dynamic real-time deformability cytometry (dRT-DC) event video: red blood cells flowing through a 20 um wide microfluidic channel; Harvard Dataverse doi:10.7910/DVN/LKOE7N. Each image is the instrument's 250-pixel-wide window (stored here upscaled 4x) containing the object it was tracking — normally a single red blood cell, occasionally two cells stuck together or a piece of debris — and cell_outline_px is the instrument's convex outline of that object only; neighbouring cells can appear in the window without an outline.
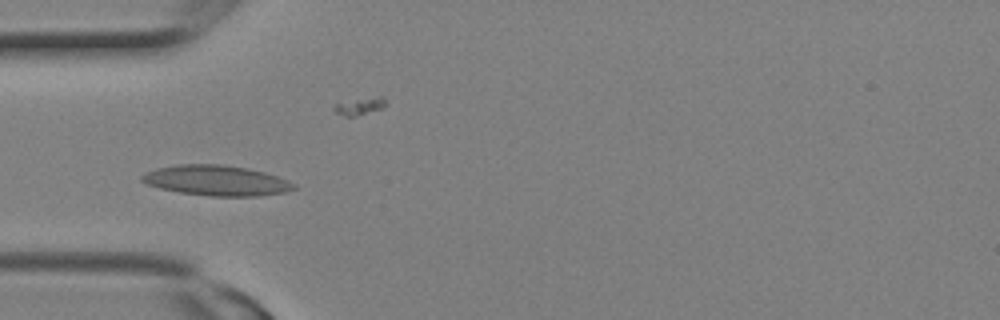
{"species": "Egyptian fruit bat (a non-hibernating species)", "species_latin": "Rousettus aegyptiacus", "temperature_condition": "room temperature", "stored_images_in_passage": 26, "camera_frame_rate_fps": 3000, "um_per_image_px": 0.085, "animal": {"sex": "female"}, "frame": {"image": 1, "passage_image": 8, "time_ms": 2.333, "image_size_px": [1000, 320], "cell_outline_px": [[296, 188], [284, 192], [256, 196], [212, 196], [180, 192], [160, 188], [148, 184], [140, 180], [140, 176], [156, 168], [176, 164], [224, 164], [248, 168], [264, 172], [288, 180], [296, 184]], "centroid_in_image_um": [18.39, 15.33], "position_along_channel_um": 66.6, "area_um2": 26.76}}